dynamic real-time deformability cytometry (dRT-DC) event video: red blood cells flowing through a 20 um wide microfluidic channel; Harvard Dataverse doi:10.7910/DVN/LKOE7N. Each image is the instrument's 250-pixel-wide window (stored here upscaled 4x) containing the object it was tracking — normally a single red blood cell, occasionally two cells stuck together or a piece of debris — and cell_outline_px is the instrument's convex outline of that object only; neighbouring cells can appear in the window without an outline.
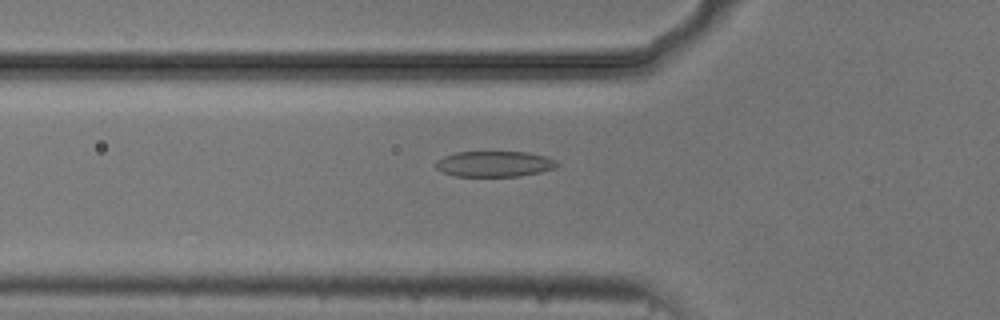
{"species": "common noctule bat (a hibernating species)", "species_latin": "Nyctalus noctula", "temperature_condition": "cold", "stored_images_in_passage": 37, "camera_frame_rate_fps": 3000, "um_per_image_px": 0.085, "animal": {"sex": "male", "body_mass_g": 20.5, "forearm_length_mm": 52.5}, "frame": {"image": 1, "passage_image": 2, "time_ms": 0.333, "image_size_px": [1000, 320], "cell_outline_px": [[560, 164], [556, 168], [540, 172], [520, 176], [456, 176], [444, 172], [436, 168], [436, 160], [444, 156], [456, 152], [528, 152], [548, 156], [556, 160]], "centroid_in_image_um": [42.08, 13.93], "position_along_channel_um": 83.7, "area_um2": 18.26}}
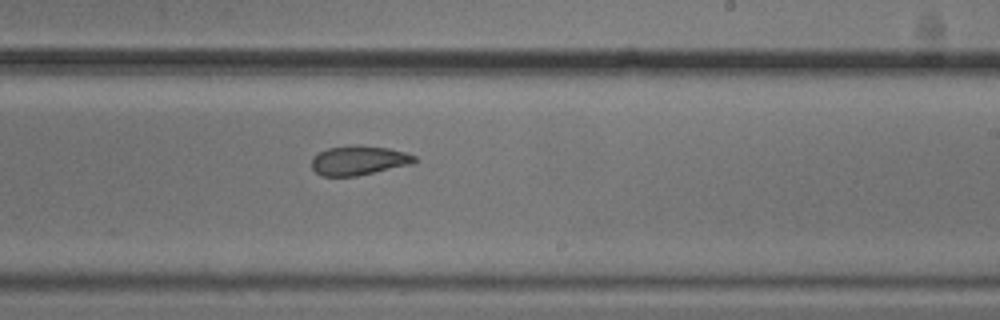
{"frame": {"image": 2, "passage_image": 16, "time_ms": 5.0, "image_size_px": [1000, 320], "cell_outline_px": [[420, 160], [412, 164], [356, 176], [320, 176], [312, 168], [312, 156], [328, 148], [352, 144], [360, 144], [388, 148], [404, 152], [416, 156]], "centroid_in_image_um": [30.51, 13.62], "position_along_channel_um": 258.5, "area_um2": 17.86}}
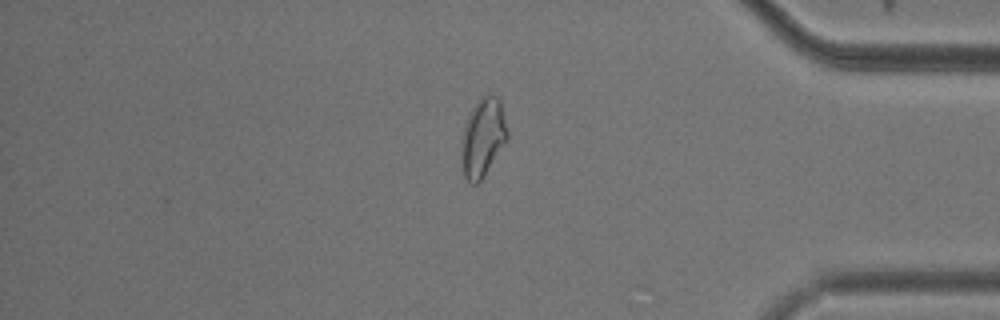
{"frame": {"image": 3, "passage_image": 29, "time_ms": 9.333, "image_size_px": [1000, 320], "cell_outline_px": [[508, 140], [484, 176], [476, 184], [472, 184], [464, 176], [460, 156], [460, 148], [464, 128], [468, 112], [476, 100], [480, 96], [488, 92], [496, 96], [500, 100], [508, 132]], "centroid_in_image_um": [41.03, 11.65], "position_along_channel_um": 394.2, "area_um2": 21.5}, "authors_computed_cell_mechanics": {"area_um2": 17.9758, "velocity_mm_per_s": 3.7198, "shape_relaxation_time_tau1_ms": 4.9754, "shape_relaxation_time_tau2_ms": 2.9867, "deformation_change_tau1": 0.1364, "deformation_change_tau2": 0.0921}}